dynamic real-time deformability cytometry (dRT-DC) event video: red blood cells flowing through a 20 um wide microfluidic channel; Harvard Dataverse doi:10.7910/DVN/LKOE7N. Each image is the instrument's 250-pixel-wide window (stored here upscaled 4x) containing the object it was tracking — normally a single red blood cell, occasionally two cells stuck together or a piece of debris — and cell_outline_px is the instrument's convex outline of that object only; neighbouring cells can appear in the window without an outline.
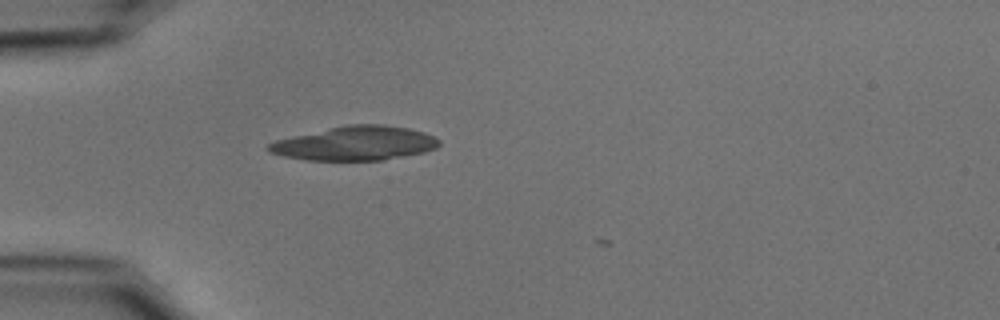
{"species": "common noctule bat (a hibernating species)", "species_latin": "Nyctalus noctula", "temperature_condition": "cold", "stored_images_in_passage": 4, "camera_frame_rate_fps": 3000, "um_per_image_px": 0.085, "animal": {"sex": "male", "body_mass_g": 15.6}, "frame": {"image": 1, "passage_image": 1, "time_ms": 0.0, "image_size_px": [1000, 320], "cell_outline_px": [[440, 144], [436, 148], [424, 152], [384, 160], [304, 160], [284, 156], [268, 152], [264, 148], [268, 144], [276, 140], [292, 136], [344, 124], [384, 124], [408, 128], [424, 132], [440, 140]], "centroid_in_image_um": [30.16, 12.18], "position_along_channel_um": 54.8, "area_um2": 34.1}}